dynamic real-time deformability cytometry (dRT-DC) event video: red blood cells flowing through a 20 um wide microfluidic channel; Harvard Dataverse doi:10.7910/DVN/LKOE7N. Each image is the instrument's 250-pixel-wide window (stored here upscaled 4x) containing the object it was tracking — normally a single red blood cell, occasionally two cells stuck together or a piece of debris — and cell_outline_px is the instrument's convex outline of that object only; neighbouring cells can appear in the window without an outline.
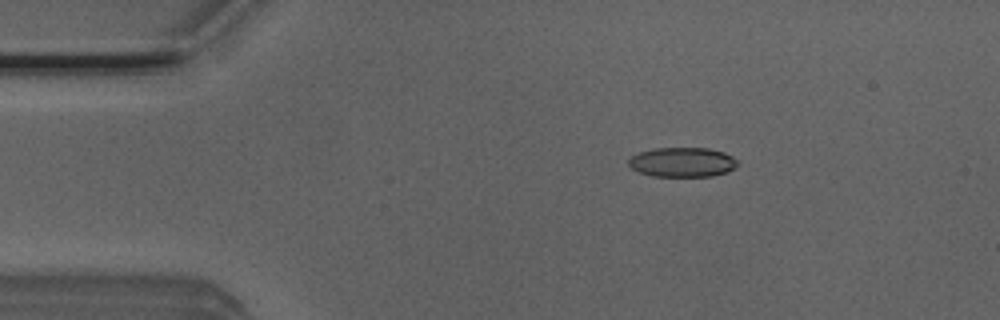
{"species": "Egyptian fruit bat (a non-hibernating species)", "species_latin": "Rousettus aegyptiacus", "temperature_condition": "room temperature", "stored_images_in_passage": 44, "camera_frame_rate_fps": 3000, "um_per_image_px": 0.085, "animal": {"sex": "male"}, "frame": {"image": 1, "passage_image": 1, "time_ms": 0.0, "image_size_px": [1000, 320], "cell_outline_px": [[740, 164], [728, 172], [712, 176], [652, 176], [640, 172], [632, 168], [628, 164], [628, 160], [632, 156], [640, 152], [652, 148], [708, 148], [724, 152], [732, 156]], "centroid_in_image_um": [58.03, 13.78], "position_along_channel_um": 27.0, "area_um2": 18.84}}
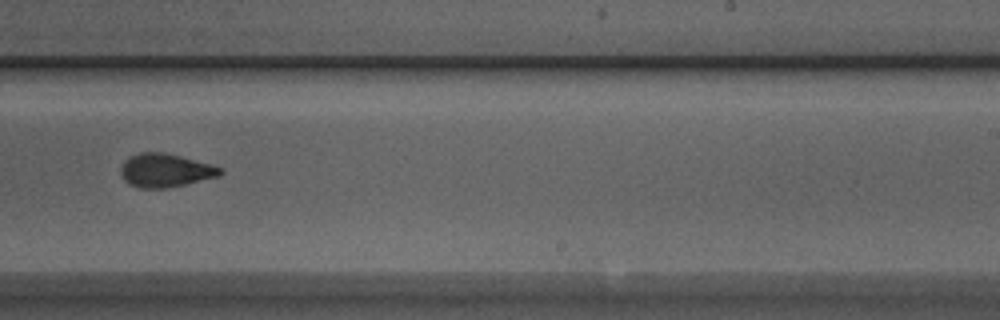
{"frame": {"image": 2, "passage_image": 24, "time_ms": 7.667, "image_size_px": [1000, 320], "cell_outline_px": [[224, 172], [220, 176], [168, 188], [140, 188], [128, 184], [124, 180], [120, 172], [120, 168], [124, 160], [128, 156], [140, 152], [164, 152], [212, 164], [224, 168]], "centroid_in_image_um": [14.06, 14.48], "position_along_channel_um": 274.9, "area_um2": 19.71}}
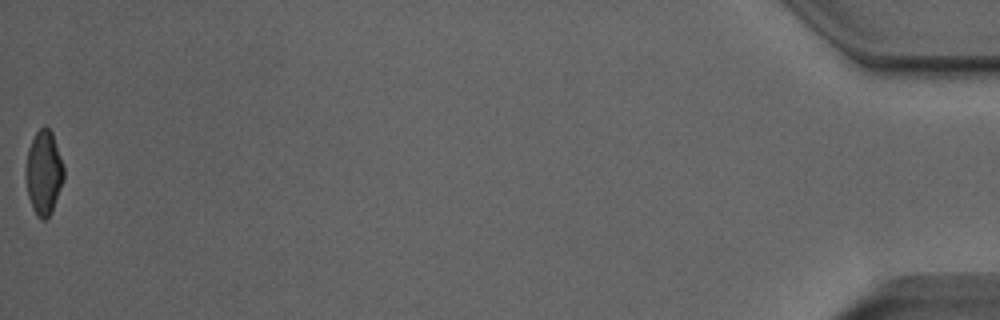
{"frame": {"image": 3, "passage_image": 44, "time_ms": 14.333, "image_size_px": [1000, 320], "cell_outline_px": [[64, 180], [52, 212], [44, 220], [40, 220], [36, 216], [32, 208], [28, 196], [24, 176], [28, 148], [36, 132], [44, 124], [52, 132], [64, 168]], "centroid_in_image_um": [3.7, 14.7], "position_along_channel_um": 431.5, "area_um2": 18.9}, "authors_computed_cell_mechanics": {"area_um2": 19.6231, "velocity_mm_per_s": 3.9597, "shape_relaxation_time_tau1_ms": 4.5615, "shape_relaxation_time_tau2_ms": 1.9196, "deformation_change_tau1": 0.141, "deformation_change_tau2": 0.0674}}